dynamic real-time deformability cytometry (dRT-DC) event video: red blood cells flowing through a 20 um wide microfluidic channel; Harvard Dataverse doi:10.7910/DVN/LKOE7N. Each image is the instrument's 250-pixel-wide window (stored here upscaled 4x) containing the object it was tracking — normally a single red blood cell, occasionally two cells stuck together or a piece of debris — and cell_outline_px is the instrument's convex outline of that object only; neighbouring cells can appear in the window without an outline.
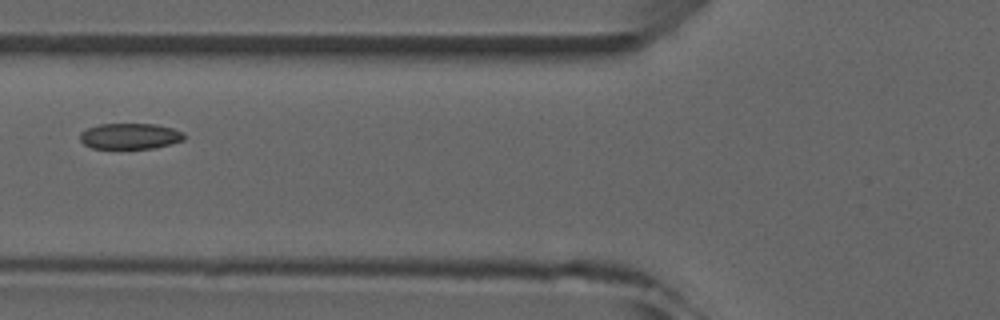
{"species": "common noctule bat (a hibernating species)", "species_latin": "Nyctalus noctula", "temperature_condition": "room temperature", "stored_images_in_passage": 6, "camera_frame_rate_fps": 3000, "um_per_image_px": 0.085, "animal": {"sex": "male", "forearm_length_mm": 52.5}, "frame": {"image": 1, "passage_image": 5, "time_ms": 5.667, "image_size_px": [1000, 320], "cell_outline_px": [[184, 140], [152, 148], [92, 148], [84, 144], [80, 140], [80, 132], [88, 128], [100, 124], [156, 124], [172, 128], [184, 132]], "centroid_in_image_um": [11.04, 11.56], "position_along_channel_um": 114.8, "area_um2": 15.55}}
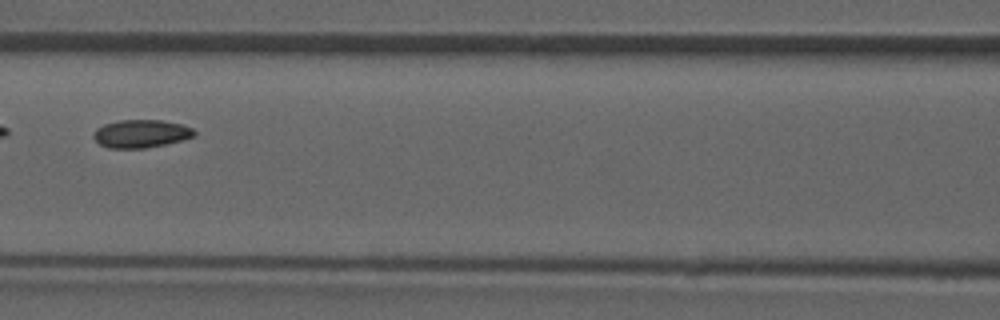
{"frame": {"image": 2, "passage_image": 6, "time_ms": 6.667, "image_size_px": [1000, 320], "cell_outline_px": [[196, 136], [164, 144], [144, 148], [108, 148], [100, 144], [92, 136], [96, 128], [104, 124], [120, 120], [160, 120], [180, 124], [192, 128], [196, 132]], "centroid_in_image_um": [11.97, 11.36], "position_along_channel_um": 154.6, "area_um2": 16.3}}